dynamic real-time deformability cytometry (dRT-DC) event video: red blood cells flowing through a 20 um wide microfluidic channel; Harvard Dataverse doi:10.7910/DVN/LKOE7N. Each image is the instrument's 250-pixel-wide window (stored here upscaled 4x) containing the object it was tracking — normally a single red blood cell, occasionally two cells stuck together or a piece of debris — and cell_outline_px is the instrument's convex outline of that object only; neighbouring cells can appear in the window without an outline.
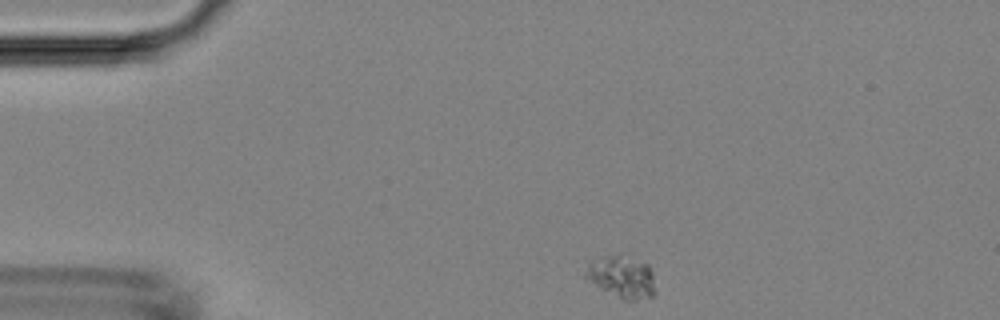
{"species": "Egyptian fruit bat (a non-hibernating species)", "species_latin": "Rousettus aegyptiacus", "temperature_condition": "room temperature", "stored_images_in_passage": 5, "camera_frame_rate_fps": 3000, "um_per_image_px": 0.085, "animal": {"sex": "female"}, "frame": {"image": 1, "passage_image": 1, "time_ms": 0.0, "image_size_px": [1000, 320], "cell_outline_px": [[656, 292], [652, 296], [636, 300], [624, 300], [600, 288], [588, 280], [580, 272], [592, 260], [620, 252], [648, 264], [652, 272]], "centroid_in_image_um": [52.82, 23.5], "position_along_channel_um": 32.2, "area_um2": 17.57}}
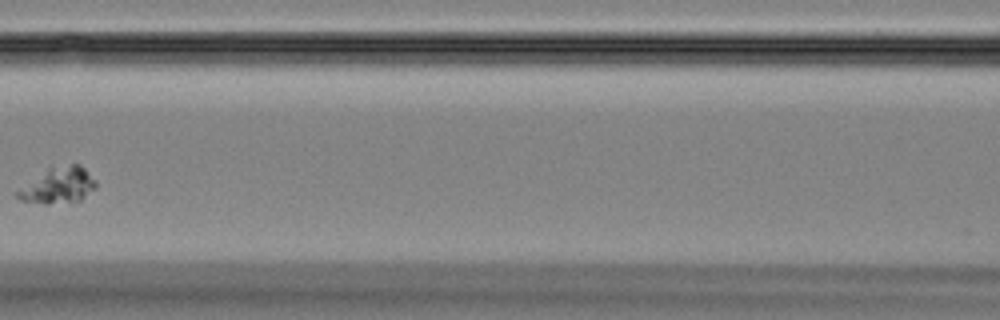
{"frame": {"image": 2, "passage_image": 4, "time_ms": 4.667, "image_size_px": [1000, 320], "cell_outline_px": [[96, 188], [80, 200], [48, 204], [44, 204], [20, 200], [16, 196], [16, 192], [52, 164], [80, 164], [96, 180]], "centroid_in_image_um": [4.97, 15.73], "position_along_channel_um": 161.6, "area_um2": 16.42}}
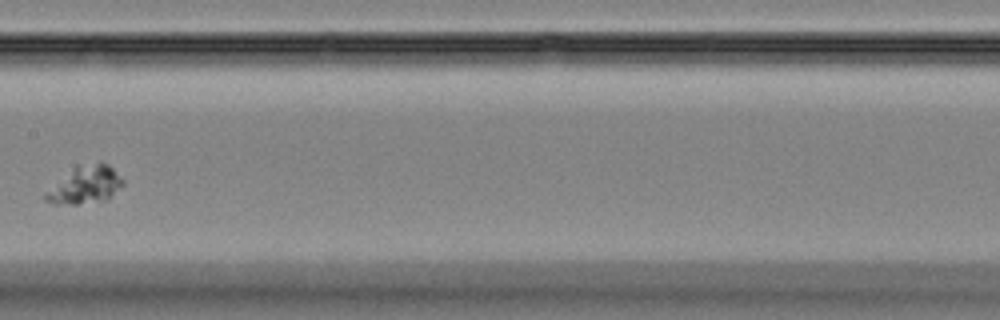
{"frame": {"image": 3, "passage_image": 5, "time_ms": 5.667, "image_size_px": [1000, 320], "cell_outline_px": [[124, 184], [108, 200], [76, 204], [56, 204], [44, 200], [44, 196], [76, 164], [100, 160], [108, 164], [124, 180]], "centroid_in_image_um": [7.31, 15.68], "position_along_channel_um": 200.1, "area_um2": 16.94}}